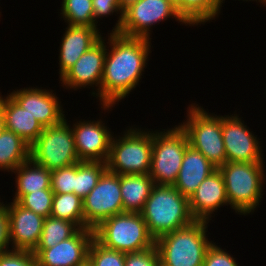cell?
I'll list each match as a JSON object with an SVG mask.
<instances>
[{
    "label": "cell",
    "instance_id": "obj_1",
    "mask_svg": "<svg viewBox=\"0 0 266 266\" xmlns=\"http://www.w3.org/2000/svg\"><path fill=\"white\" fill-rule=\"evenodd\" d=\"M108 41L110 50L106 48L100 84V103L104 111L115 106L138 85L151 53V39L111 32Z\"/></svg>",
    "mask_w": 266,
    "mask_h": 266
},
{
    "label": "cell",
    "instance_id": "obj_2",
    "mask_svg": "<svg viewBox=\"0 0 266 266\" xmlns=\"http://www.w3.org/2000/svg\"><path fill=\"white\" fill-rule=\"evenodd\" d=\"M140 213L155 240L195 221L190 212L189 198L172 185L155 184Z\"/></svg>",
    "mask_w": 266,
    "mask_h": 266
},
{
    "label": "cell",
    "instance_id": "obj_3",
    "mask_svg": "<svg viewBox=\"0 0 266 266\" xmlns=\"http://www.w3.org/2000/svg\"><path fill=\"white\" fill-rule=\"evenodd\" d=\"M207 221L168 232L156 239L160 262L165 266H203L207 249L212 244L207 238Z\"/></svg>",
    "mask_w": 266,
    "mask_h": 266
},
{
    "label": "cell",
    "instance_id": "obj_4",
    "mask_svg": "<svg viewBox=\"0 0 266 266\" xmlns=\"http://www.w3.org/2000/svg\"><path fill=\"white\" fill-rule=\"evenodd\" d=\"M263 165L229 161L218 168L224 178L227 200L236 213L247 215L261 202L266 179Z\"/></svg>",
    "mask_w": 266,
    "mask_h": 266
},
{
    "label": "cell",
    "instance_id": "obj_5",
    "mask_svg": "<svg viewBox=\"0 0 266 266\" xmlns=\"http://www.w3.org/2000/svg\"><path fill=\"white\" fill-rule=\"evenodd\" d=\"M93 232L98 243L125 254L148 249L156 242L141 213L135 212H123L109 217L94 228Z\"/></svg>",
    "mask_w": 266,
    "mask_h": 266
},
{
    "label": "cell",
    "instance_id": "obj_6",
    "mask_svg": "<svg viewBox=\"0 0 266 266\" xmlns=\"http://www.w3.org/2000/svg\"><path fill=\"white\" fill-rule=\"evenodd\" d=\"M123 134L119 139L112 137L107 170L118 175L149 174L153 131L130 127Z\"/></svg>",
    "mask_w": 266,
    "mask_h": 266
},
{
    "label": "cell",
    "instance_id": "obj_7",
    "mask_svg": "<svg viewBox=\"0 0 266 266\" xmlns=\"http://www.w3.org/2000/svg\"><path fill=\"white\" fill-rule=\"evenodd\" d=\"M195 104L189 106L187 120L179 125L186 132L189 145L219 168L227 162L222 136V116L208 114L204 108Z\"/></svg>",
    "mask_w": 266,
    "mask_h": 266
},
{
    "label": "cell",
    "instance_id": "obj_8",
    "mask_svg": "<svg viewBox=\"0 0 266 266\" xmlns=\"http://www.w3.org/2000/svg\"><path fill=\"white\" fill-rule=\"evenodd\" d=\"M153 132L152 160L149 176L157 185L176 182L183 157L189 145L188 136L180 125L165 132Z\"/></svg>",
    "mask_w": 266,
    "mask_h": 266
},
{
    "label": "cell",
    "instance_id": "obj_9",
    "mask_svg": "<svg viewBox=\"0 0 266 266\" xmlns=\"http://www.w3.org/2000/svg\"><path fill=\"white\" fill-rule=\"evenodd\" d=\"M30 158L49 171L80 162L73 130L66 119L58 125L44 127L43 132L30 146Z\"/></svg>",
    "mask_w": 266,
    "mask_h": 266
},
{
    "label": "cell",
    "instance_id": "obj_10",
    "mask_svg": "<svg viewBox=\"0 0 266 266\" xmlns=\"http://www.w3.org/2000/svg\"><path fill=\"white\" fill-rule=\"evenodd\" d=\"M171 17L181 24H188L167 0H136L124 8L122 26L118 33L151 39L152 25Z\"/></svg>",
    "mask_w": 266,
    "mask_h": 266
},
{
    "label": "cell",
    "instance_id": "obj_11",
    "mask_svg": "<svg viewBox=\"0 0 266 266\" xmlns=\"http://www.w3.org/2000/svg\"><path fill=\"white\" fill-rule=\"evenodd\" d=\"M123 213L120 175L106 170L97 185L83 198L84 222L94 229L101 222Z\"/></svg>",
    "mask_w": 266,
    "mask_h": 266
},
{
    "label": "cell",
    "instance_id": "obj_12",
    "mask_svg": "<svg viewBox=\"0 0 266 266\" xmlns=\"http://www.w3.org/2000/svg\"><path fill=\"white\" fill-rule=\"evenodd\" d=\"M238 117L236 114L222 116V136L227 162H263L257 135L255 137Z\"/></svg>",
    "mask_w": 266,
    "mask_h": 266
},
{
    "label": "cell",
    "instance_id": "obj_13",
    "mask_svg": "<svg viewBox=\"0 0 266 266\" xmlns=\"http://www.w3.org/2000/svg\"><path fill=\"white\" fill-rule=\"evenodd\" d=\"M94 239L90 228L78 229L70 238L54 247L34 250L38 266H81L88 261L89 246Z\"/></svg>",
    "mask_w": 266,
    "mask_h": 266
},
{
    "label": "cell",
    "instance_id": "obj_14",
    "mask_svg": "<svg viewBox=\"0 0 266 266\" xmlns=\"http://www.w3.org/2000/svg\"><path fill=\"white\" fill-rule=\"evenodd\" d=\"M102 37L95 45L86 51L78 61L60 78L62 85L74 90L86 86H97V93L92 95L100 100V84L104 72L106 44ZM96 93V94H95Z\"/></svg>",
    "mask_w": 266,
    "mask_h": 266
},
{
    "label": "cell",
    "instance_id": "obj_15",
    "mask_svg": "<svg viewBox=\"0 0 266 266\" xmlns=\"http://www.w3.org/2000/svg\"><path fill=\"white\" fill-rule=\"evenodd\" d=\"M6 210L12 250L33 252L40 241L45 217L24 208L17 201L6 204Z\"/></svg>",
    "mask_w": 266,
    "mask_h": 266
},
{
    "label": "cell",
    "instance_id": "obj_16",
    "mask_svg": "<svg viewBox=\"0 0 266 266\" xmlns=\"http://www.w3.org/2000/svg\"><path fill=\"white\" fill-rule=\"evenodd\" d=\"M73 137L80 161L107 162L112 133L102 120L77 121L73 125Z\"/></svg>",
    "mask_w": 266,
    "mask_h": 266
},
{
    "label": "cell",
    "instance_id": "obj_17",
    "mask_svg": "<svg viewBox=\"0 0 266 266\" xmlns=\"http://www.w3.org/2000/svg\"><path fill=\"white\" fill-rule=\"evenodd\" d=\"M10 96L30 115L34 116L43 127L60 124L66 117L62 105L52 90L24 88L14 90Z\"/></svg>",
    "mask_w": 266,
    "mask_h": 266
},
{
    "label": "cell",
    "instance_id": "obj_18",
    "mask_svg": "<svg viewBox=\"0 0 266 266\" xmlns=\"http://www.w3.org/2000/svg\"><path fill=\"white\" fill-rule=\"evenodd\" d=\"M223 205H229L222 173L217 169L205 178L189 198L190 212L195 220H211V214Z\"/></svg>",
    "mask_w": 266,
    "mask_h": 266
},
{
    "label": "cell",
    "instance_id": "obj_19",
    "mask_svg": "<svg viewBox=\"0 0 266 266\" xmlns=\"http://www.w3.org/2000/svg\"><path fill=\"white\" fill-rule=\"evenodd\" d=\"M102 38L95 27L68 25L61 40L59 74L61 78L77 61Z\"/></svg>",
    "mask_w": 266,
    "mask_h": 266
},
{
    "label": "cell",
    "instance_id": "obj_20",
    "mask_svg": "<svg viewBox=\"0 0 266 266\" xmlns=\"http://www.w3.org/2000/svg\"><path fill=\"white\" fill-rule=\"evenodd\" d=\"M217 169L202 153L188 145L173 187L190 198L200 183Z\"/></svg>",
    "mask_w": 266,
    "mask_h": 266
},
{
    "label": "cell",
    "instance_id": "obj_21",
    "mask_svg": "<svg viewBox=\"0 0 266 266\" xmlns=\"http://www.w3.org/2000/svg\"><path fill=\"white\" fill-rule=\"evenodd\" d=\"M3 112L5 128L20 136L29 146L43 132L42 124L24 110L10 95L3 98Z\"/></svg>",
    "mask_w": 266,
    "mask_h": 266
},
{
    "label": "cell",
    "instance_id": "obj_22",
    "mask_svg": "<svg viewBox=\"0 0 266 266\" xmlns=\"http://www.w3.org/2000/svg\"><path fill=\"white\" fill-rule=\"evenodd\" d=\"M154 185L149 174L120 175L123 212L140 213Z\"/></svg>",
    "mask_w": 266,
    "mask_h": 266
},
{
    "label": "cell",
    "instance_id": "obj_23",
    "mask_svg": "<svg viewBox=\"0 0 266 266\" xmlns=\"http://www.w3.org/2000/svg\"><path fill=\"white\" fill-rule=\"evenodd\" d=\"M16 174V192L13 201H19L25 194L42 189H51V171L35 163L31 158L19 165Z\"/></svg>",
    "mask_w": 266,
    "mask_h": 266
},
{
    "label": "cell",
    "instance_id": "obj_24",
    "mask_svg": "<svg viewBox=\"0 0 266 266\" xmlns=\"http://www.w3.org/2000/svg\"><path fill=\"white\" fill-rule=\"evenodd\" d=\"M30 158V146L8 129L0 134V170L12 172Z\"/></svg>",
    "mask_w": 266,
    "mask_h": 266
},
{
    "label": "cell",
    "instance_id": "obj_25",
    "mask_svg": "<svg viewBox=\"0 0 266 266\" xmlns=\"http://www.w3.org/2000/svg\"><path fill=\"white\" fill-rule=\"evenodd\" d=\"M50 216L70 221L79 229L88 228L84 222L83 199L74 193H54Z\"/></svg>",
    "mask_w": 266,
    "mask_h": 266
},
{
    "label": "cell",
    "instance_id": "obj_26",
    "mask_svg": "<svg viewBox=\"0 0 266 266\" xmlns=\"http://www.w3.org/2000/svg\"><path fill=\"white\" fill-rule=\"evenodd\" d=\"M107 170L102 161H80L75 164L74 194L85 198L97 185L102 174Z\"/></svg>",
    "mask_w": 266,
    "mask_h": 266
},
{
    "label": "cell",
    "instance_id": "obj_27",
    "mask_svg": "<svg viewBox=\"0 0 266 266\" xmlns=\"http://www.w3.org/2000/svg\"><path fill=\"white\" fill-rule=\"evenodd\" d=\"M220 9L219 0H180V15L189 26L215 19Z\"/></svg>",
    "mask_w": 266,
    "mask_h": 266
},
{
    "label": "cell",
    "instance_id": "obj_28",
    "mask_svg": "<svg viewBox=\"0 0 266 266\" xmlns=\"http://www.w3.org/2000/svg\"><path fill=\"white\" fill-rule=\"evenodd\" d=\"M79 228L72 222L46 217L40 241L35 250H44L54 247L61 241L70 238Z\"/></svg>",
    "mask_w": 266,
    "mask_h": 266
},
{
    "label": "cell",
    "instance_id": "obj_29",
    "mask_svg": "<svg viewBox=\"0 0 266 266\" xmlns=\"http://www.w3.org/2000/svg\"><path fill=\"white\" fill-rule=\"evenodd\" d=\"M61 13L68 25L91 26L98 29L93 19L92 0H62Z\"/></svg>",
    "mask_w": 266,
    "mask_h": 266
},
{
    "label": "cell",
    "instance_id": "obj_30",
    "mask_svg": "<svg viewBox=\"0 0 266 266\" xmlns=\"http://www.w3.org/2000/svg\"><path fill=\"white\" fill-rule=\"evenodd\" d=\"M88 262L91 266H125V253L108 249L93 239L88 250Z\"/></svg>",
    "mask_w": 266,
    "mask_h": 266
},
{
    "label": "cell",
    "instance_id": "obj_31",
    "mask_svg": "<svg viewBox=\"0 0 266 266\" xmlns=\"http://www.w3.org/2000/svg\"><path fill=\"white\" fill-rule=\"evenodd\" d=\"M53 196L54 192L51 189H42L25 194L18 203L46 218L51 215Z\"/></svg>",
    "mask_w": 266,
    "mask_h": 266
},
{
    "label": "cell",
    "instance_id": "obj_32",
    "mask_svg": "<svg viewBox=\"0 0 266 266\" xmlns=\"http://www.w3.org/2000/svg\"><path fill=\"white\" fill-rule=\"evenodd\" d=\"M75 164L51 171V190L54 193H74Z\"/></svg>",
    "mask_w": 266,
    "mask_h": 266
},
{
    "label": "cell",
    "instance_id": "obj_33",
    "mask_svg": "<svg viewBox=\"0 0 266 266\" xmlns=\"http://www.w3.org/2000/svg\"><path fill=\"white\" fill-rule=\"evenodd\" d=\"M92 6H93V19L96 25L98 23L97 21L98 18L111 15L114 12H118L120 16L119 19L117 20L115 27H113L112 32L120 31L123 21L124 9L119 4L118 0H92Z\"/></svg>",
    "mask_w": 266,
    "mask_h": 266
},
{
    "label": "cell",
    "instance_id": "obj_34",
    "mask_svg": "<svg viewBox=\"0 0 266 266\" xmlns=\"http://www.w3.org/2000/svg\"><path fill=\"white\" fill-rule=\"evenodd\" d=\"M0 266H38L32 251L7 250L0 253Z\"/></svg>",
    "mask_w": 266,
    "mask_h": 266
},
{
    "label": "cell",
    "instance_id": "obj_35",
    "mask_svg": "<svg viewBox=\"0 0 266 266\" xmlns=\"http://www.w3.org/2000/svg\"><path fill=\"white\" fill-rule=\"evenodd\" d=\"M160 256L156 244L148 249L125 254V266H158Z\"/></svg>",
    "mask_w": 266,
    "mask_h": 266
},
{
    "label": "cell",
    "instance_id": "obj_36",
    "mask_svg": "<svg viewBox=\"0 0 266 266\" xmlns=\"http://www.w3.org/2000/svg\"><path fill=\"white\" fill-rule=\"evenodd\" d=\"M203 266H240L227 251L212 243L206 251Z\"/></svg>",
    "mask_w": 266,
    "mask_h": 266
},
{
    "label": "cell",
    "instance_id": "obj_37",
    "mask_svg": "<svg viewBox=\"0 0 266 266\" xmlns=\"http://www.w3.org/2000/svg\"><path fill=\"white\" fill-rule=\"evenodd\" d=\"M0 205V253L10 250L9 248V217L6 204Z\"/></svg>",
    "mask_w": 266,
    "mask_h": 266
},
{
    "label": "cell",
    "instance_id": "obj_38",
    "mask_svg": "<svg viewBox=\"0 0 266 266\" xmlns=\"http://www.w3.org/2000/svg\"><path fill=\"white\" fill-rule=\"evenodd\" d=\"M4 129H5V122H4V112H3V97L0 94V134Z\"/></svg>",
    "mask_w": 266,
    "mask_h": 266
},
{
    "label": "cell",
    "instance_id": "obj_39",
    "mask_svg": "<svg viewBox=\"0 0 266 266\" xmlns=\"http://www.w3.org/2000/svg\"><path fill=\"white\" fill-rule=\"evenodd\" d=\"M171 5H173L178 13L180 14V0H167Z\"/></svg>",
    "mask_w": 266,
    "mask_h": 266
},
{
    "label": "cell",
    "instance_id": "obj_40",
    "mask_svg": "<svg viewBox=\"0 0 266 266\" xmlns=\"http://www.w3.org/2000/svg\"><path fill=\"white\" fill-rule=\"evenodd\" d=\"M136 0H118L119 4L121 7L124 9L126 8L129 4L135 2Z\"/></svg>",
    "mask_w": 266,
    "mask_h": 266
},
{
    "label": "cell",
    "instance_id": "obj_41",
    "mask_svg": "<svg viewBox=\"0 0 266 266\" xmlns=\"http://www.w3.org/2000/svg\"><path fill=\"white\" fill-rule=\"evenodd\" d=\"M223 1H225V0H219V4H220V8L222 7V3H223ZM243 1H245V0H243ZM246 1H248V0H246ZM249 1H251V0H249ZM252 1H254V0H252ZM257 1V0H256ZM260 3H264V5L266 4V0H258Z\"/></svg>",
    "mask_w": 266,
    "mask_h": 266
},
{
    "label": "cell",
    "instance_id": "obj_42",
    "mask_svg": "<svg viewBox=\"0 0 266 266\" xmlns=\"http://www.w3.org/2000/svg\"><path fill=\"white\" fill-rule=\"evenodd\" d=\"M81 266H91V265H90L89 262L87 261L84 265H81Z\"/></svg>",
    "mask_w": 266,
    "mask_h": 266
}]
</instances>
